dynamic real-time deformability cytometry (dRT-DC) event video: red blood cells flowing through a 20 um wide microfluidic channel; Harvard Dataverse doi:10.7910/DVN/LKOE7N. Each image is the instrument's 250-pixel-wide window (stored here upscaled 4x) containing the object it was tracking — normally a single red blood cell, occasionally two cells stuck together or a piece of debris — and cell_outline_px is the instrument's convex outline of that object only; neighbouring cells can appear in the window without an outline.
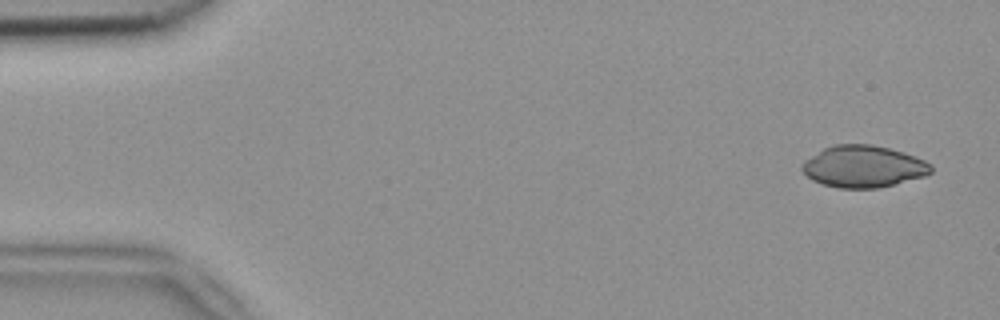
{"species": "common noctule bat (a hibernating species)", "species_latin": "Nyctalus noctula", "temperature_condition": "room temperature", "stored_images_in_passage": 5, "camera_frame_rate_fps": 3000, "um_per_image_px": 0.085, "animal": {"sex": "female", "body_mass_g": 18.4}, "frame": {"image": 1, "passage_image": 1, "time_ms": 0.0, "image_size_px": [1000, 320], "cell_outline_px": [[932, 172], [924, 176], [880, 188], [840, 188], [824, 184], [812, 180], [800, 168], [804, 160], [824, 148], [832, 144], [872, 144], [904, 152], [924, 160], [932, 164]], "centroid_in_image_um": [73.39, 14.15], "position_along_channel_um": 11.6, "area_um2": 31.44}}